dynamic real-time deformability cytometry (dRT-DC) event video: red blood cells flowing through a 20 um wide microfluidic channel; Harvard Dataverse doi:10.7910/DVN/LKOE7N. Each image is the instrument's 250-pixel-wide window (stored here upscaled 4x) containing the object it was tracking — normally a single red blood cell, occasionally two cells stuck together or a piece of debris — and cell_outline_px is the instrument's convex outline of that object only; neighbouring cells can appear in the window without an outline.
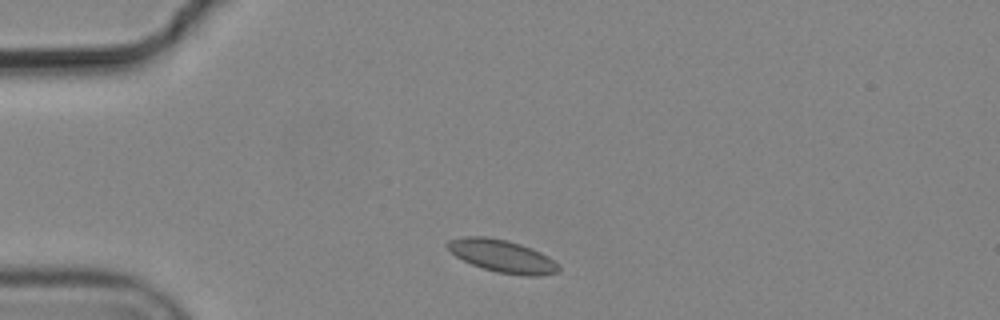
{"species": "common noctule bat (a hibernating species)", "species_latin": "Nyctalus noctula", "temperature_condition": "cold", "stored_images_in_passage": 3, "camera_frame_rate_fps": 3000, "um_per_image_px": 0.085, "animal": {"sex": "male", "body_mass_g": 19.2, "forearm_length_mm": 51.8}, "frame": {"image": 1, "passage_image": 1, "time_ms": 0.0, "image_size_px": [1000, 320], "cell_outline_px": [[560, 268], [556, 272], [536, 276], [524, 276], [496, 272], [472, 264], [456, 256], [444, 244], [448, 240], [464, 236], [484, 236], [508, 240], [532, 248], [548, 256]], "centroid_in_image_um": [42.66, 21.75], "position_along_channel_um": 42.3, "area_um2": 20.92}}
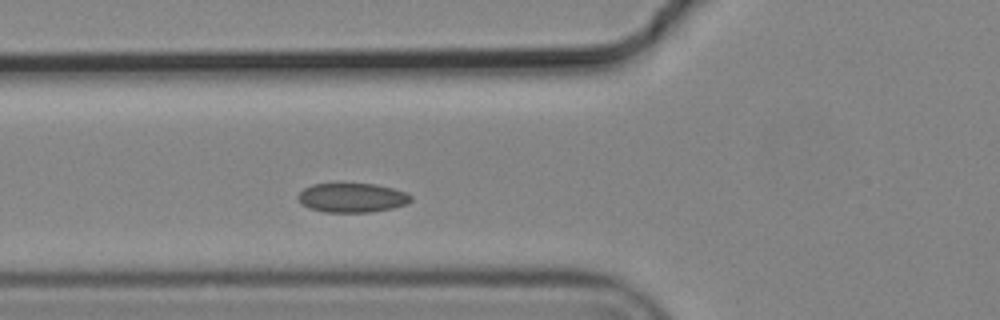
{"frame": {"image": 2, "passage_image": 3, "time_ms": 0.667, "image_size_px": [1000, 320], "cell_outline_px": [[412, 200], [404, 204], [392, 208], [372, 212], [324, 212], [312, 208], [304, 204], [296, 196], [304, 188], [312, 184], [336, 180], [340, 180], [376, 184], [408, 192], [412, 196]], "centroid_in_image_um": [29.92, 16.74], "position_along_channel_um": 95.9, "area_um2": 20.06}}